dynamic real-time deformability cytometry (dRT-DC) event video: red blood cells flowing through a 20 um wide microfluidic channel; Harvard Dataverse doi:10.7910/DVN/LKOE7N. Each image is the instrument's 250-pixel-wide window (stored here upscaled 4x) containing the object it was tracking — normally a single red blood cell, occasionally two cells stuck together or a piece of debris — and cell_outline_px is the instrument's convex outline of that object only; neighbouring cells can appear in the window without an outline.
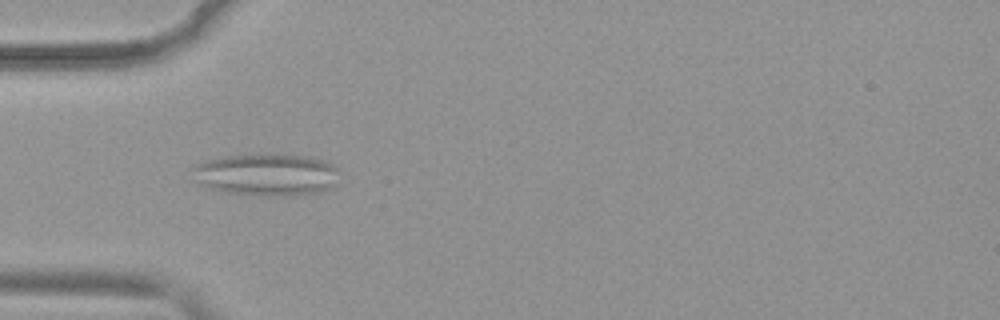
{"species": "common noctule bat (a hibernating species)", "species_latin": "Nyctalus noctula", "temperature_condition": "warm", "stored_images_in_passage": 48, "camera_frame_rate_fps": 3000, "um_per_image_px": 0.085, "animal": {"sex": "female", "body_mass_g": 19.9}, "frame": {"image": 1, "passage_image": 13, "time_ms": 4.0, "image_size_px": [1000, 320], "cell_outline_px": [[340, 172], [332, 184], [328, 188], [320, 192], [292, 196], [260, 196], [224, 192], [204, 188], [200, 184], [192, 168], [196, 164], [208, 160], [228, 156], [312, 156], [332, 164]], "centroid_in_image_um": [22.65, 14.89], "position_along_channel_um": 62.3, "area_um2": 35.49}}
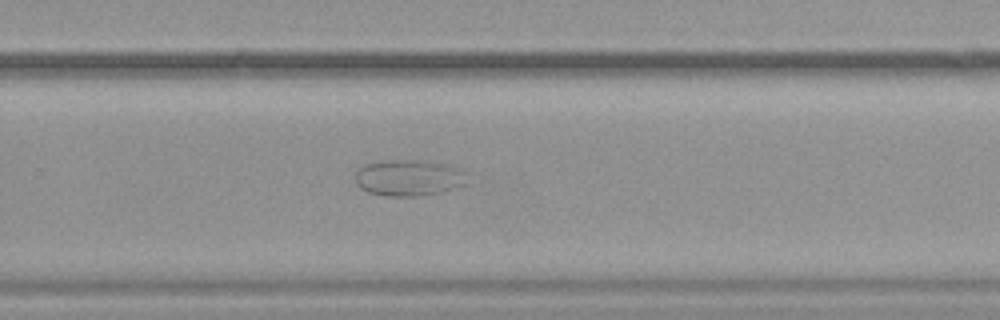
{"frame": {"image": 2, "passage_image": 31, "time_ms": 10.0, "image_size_px": [1000, 320], "cell_outline_px": [[472, 172], [468, 184], [456, 188], [440, 192], [412, 196], [384, 196], [368, 192], [360, 188], [356, 184], [356, 172], [364, 164], [384, 160], [428, 160], [452, 164], [464, 168]], "centroid_in_image_um": [34.89, 15.08], "position_along_channel_um": 294.9, "area_um2": 24.62}}
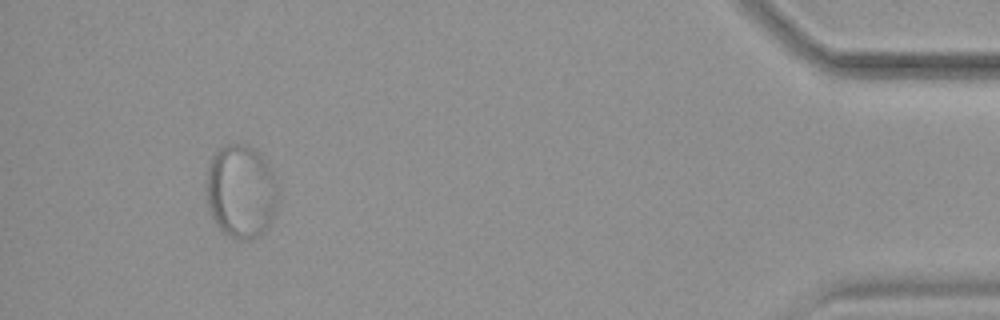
{"frame": {"image": 3, "passage_image": 45, "time_ms": 14.667, "image_size_px": [1000, 320], "cell_outline_px": [[276, 212], [272, 220], [264, 232], [248, 240], [240, 240], [224, 232], [220, 228], [212, 216], [208, 204], [208, 168], [212, 156], [216, 152], [228, 144], [244, 144], [256, 148], [268, 164], [272, 172], [276, 184]], "centroid_in_image_um": [20.51, 16.26], "position_along_channel_um": 414.7, "area_um2": 38.49}}